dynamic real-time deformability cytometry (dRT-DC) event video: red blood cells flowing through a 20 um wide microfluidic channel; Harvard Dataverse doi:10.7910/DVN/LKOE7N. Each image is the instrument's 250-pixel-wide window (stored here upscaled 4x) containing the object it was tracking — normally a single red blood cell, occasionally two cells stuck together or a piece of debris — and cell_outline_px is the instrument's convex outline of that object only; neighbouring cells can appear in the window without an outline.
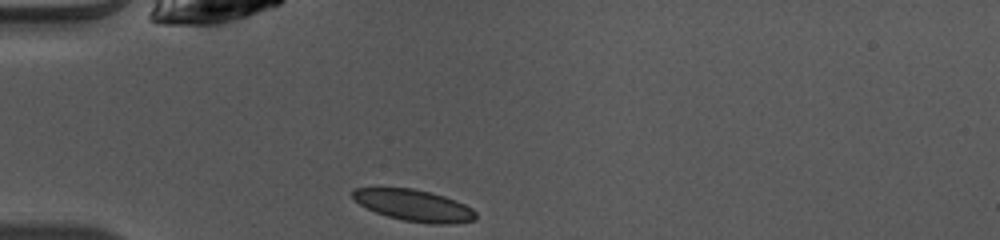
{"species": "common noctule bat (a hibernating species)", "species_latin": "Nyctalus noctula", "temperature_condition": "warm", "stored_images_in_passage": 36, "camera_frame_rate_fps": 3000, "um_per_image_px": 0.085, "animal": {"sex": "female", "body_mass_g": 10.0, "forearm_length_mm": 53.1}, "frame": {"image": 1, "passage_image": 1, "time_ms": 0.0, "image_size_px": [1000, 240], "cell_outline_px": [[476, 220], [448, 224], [432, 224], [404, 220], [388, 216], [376, 212], [360, 204], [352, 196], [352, 188], [412, 188], [444, 196], [456, 200], [472, 208], [476, 212]], "centroid_in_image_um": [35.21, 17.46], "position_along_channel_um": 49.8, "area_um2": 22.37}}
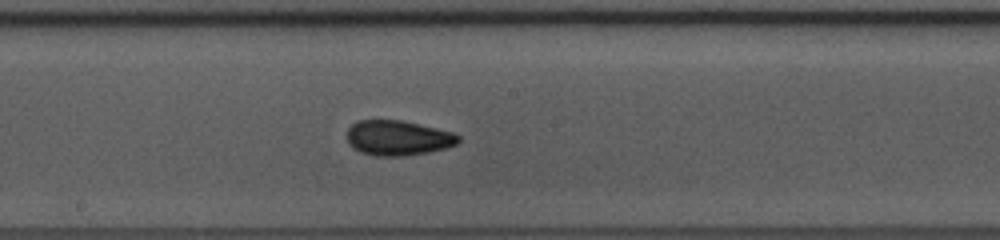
{"frame": {"image": 2, "passage_image": 14, "time_ms": 4.333, "image_size_px": [1000, 240], "cell_outline_px": [[460, 140], [456, 144], [448, 148], [428, 152], [404, 156], [376, 156], [360, 152], [352, 148], [348, 144], [348, 128], [356, 120], [400, 120], [436, 128], [452, 132], [460, 136]], "centroid_in_image_um": [33.81, 11.73], "position_along_channel_um": 214.4, "area_um2": 22.83}}
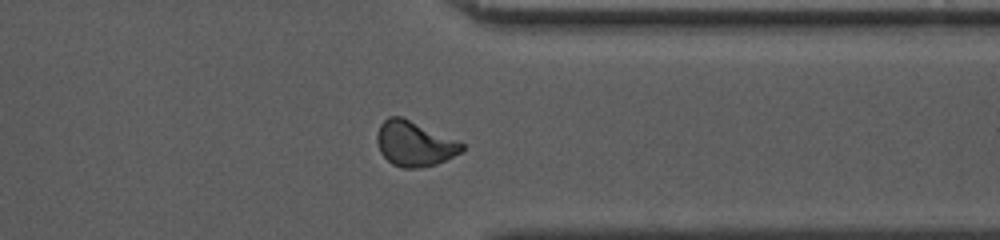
{"frame": {"image": 3, "passage_image": 26, "time_ms": 8.333, "image_size_px": [1000, 240], "cell_outline_px": [[464, 148], [460, 152], [436, 164], [424, 168], [404, 168], [392, 164], [380, 152], [376, 140], [376, 136], [380, 124], [388, 116], [400, 116], [456, 140], [464, 144]], "centroid_in_image_um": [35.18, 12.22], "position_along_channel_um": 376.2, "area_um2": 21.96}, "authors_computed_cell_mechanics": {"area_um2": 21.9929, "velocity_mm_per_s": 4.0944, "shape_relaxation_time_tau1_ms": 6.9354, "shape_relaxation_time_tau2_ms": 2.165, "deformation_change_tau1": 0.1519, "deformation_change_tau2": 0.032}}